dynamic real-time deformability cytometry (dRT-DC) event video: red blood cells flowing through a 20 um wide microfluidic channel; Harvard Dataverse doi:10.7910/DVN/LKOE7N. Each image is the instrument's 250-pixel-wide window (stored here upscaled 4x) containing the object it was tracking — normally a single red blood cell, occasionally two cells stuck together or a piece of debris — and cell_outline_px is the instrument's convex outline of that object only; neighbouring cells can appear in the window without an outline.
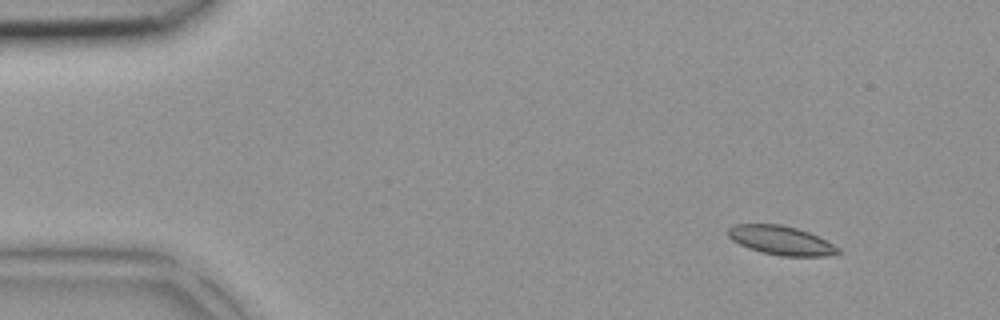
{"species": "common noctule bat (a hibernating species)", "species_latin": "Nyctalus noctula", "temperature_condition": "room temperature", "stored_images_in_passage": 3, "camera_frame_rate_fps": 3000, "um_per_image_px": 0.085, "animal": {"sex": "female", "body_mass_g": 18.4}, "frame": {"image": 1, "passage_image": 1, "time_ms": 0.0, "image_size_px": [1000, 320], "cell_outline_px": [[840, 252], [828, 256], [780, 256], [760, 252], [748, 248], [732, 240], [728, 236], [728, 228], [732, 224], [780, 224], [796, 228], [808, 232], [840, 248]], "centroid_in_image_um": [66.35, 20.43], "position_along_channel_um": 18.7, "area_um2": 18.5}}